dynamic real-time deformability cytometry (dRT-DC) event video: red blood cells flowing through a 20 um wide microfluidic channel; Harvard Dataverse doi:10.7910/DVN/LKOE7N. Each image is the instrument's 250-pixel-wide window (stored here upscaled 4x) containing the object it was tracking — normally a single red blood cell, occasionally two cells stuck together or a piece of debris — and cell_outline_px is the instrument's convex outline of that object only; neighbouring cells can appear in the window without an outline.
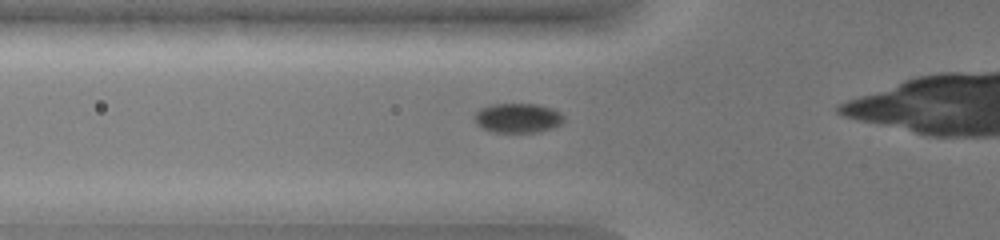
{"species": "common noctule bat (a hibernating species)", "species_latin": "Nyctalus noctula", "temperature_condition": "warm", "stored_images_in_passage": 44, "camera_frame_rate_fps": 3000, "um_per_image_px": 0.085, "animal": {"sex": "female", "body_mass_g": 19.0, "forearm_length_mm": 51.5}, "frame": {"image": 1, "passage_image": 14, "time_ms": 4.333, "image_size_px": [1000, 240], "cell_outline_px": [[564, 120], [560, 124], [552, 128], [540, 132], [492, 132], [480, 128], [476, 124], [476, 112], [480, 108], [492, 104], [536, 104], [552, 108], [560, 112], [564, 116]], "centroid_in_image_um": [44.02, 10.03], "position_along_channel_um": 81.8, "area_um2": 15.43}}
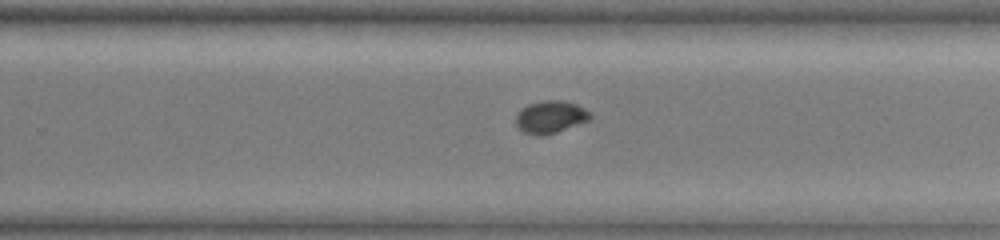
{"frame": {"image": 2, "passage_image": 30, "time_ms": 9.667, "image_size_px": [1000, 240], "cell_outline_px": [[592, 116], [588, 120], [556, 132], [544, 136], [536, 136], [524, 132], [516, 124], [516, 116], [528, 104], [544, 100], [564, 100], [576, 104], [592, 112]], "centroid_in_image_um": [46.81, 9.94], "position_along_channel_um": 283.0, "area_um2": 13.93}}
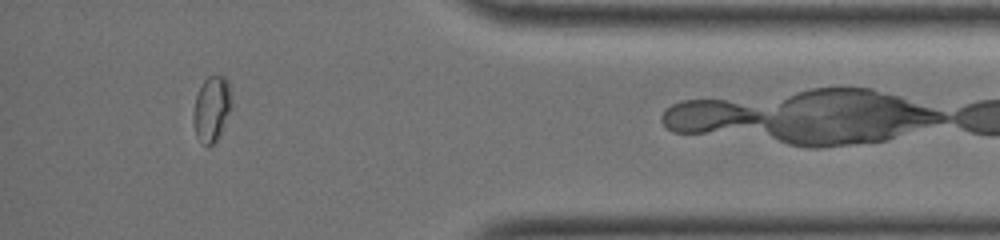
{"frame": {"image": 3, "passage_image": 42, "time_ms": 13.667, "image_size_px": [1000, 240], "cell_outline_px": [[232, 104], [220, 132], [216, 140], [208, 148], [196, 136], [192, 120], [192, 112], [196, 96], [204, 80], [208, 76], [224, 76], [228, 80]], "centroid_in_image_um": [17.96, 9.24], "position_along_channel_um": 417.2, "area_um2": 14.45}}